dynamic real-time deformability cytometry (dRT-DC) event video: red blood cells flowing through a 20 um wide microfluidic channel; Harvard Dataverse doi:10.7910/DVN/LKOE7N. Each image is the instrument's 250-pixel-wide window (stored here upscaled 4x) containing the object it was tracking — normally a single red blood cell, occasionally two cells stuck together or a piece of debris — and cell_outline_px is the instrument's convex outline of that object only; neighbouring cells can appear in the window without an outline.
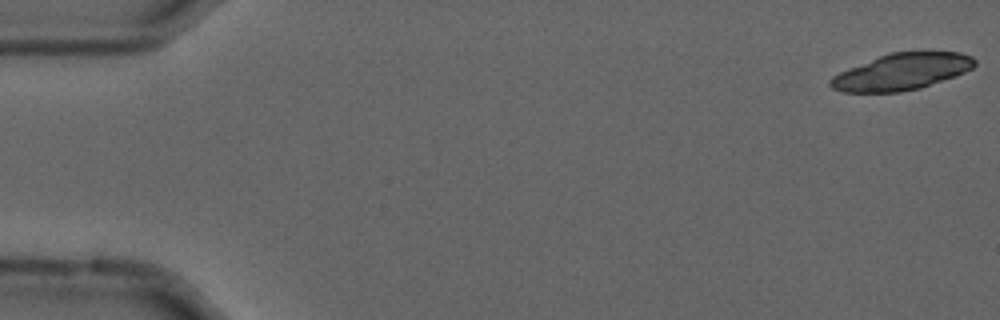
{"species": "common noctule bat (a hibernating species)", "species_latin": "Nyctalus noctula", "temperature_condition": "cold", "stored_images_in_passage": 23, "camera_frame_rate_fps": 3000, "um_per_image_px": 0.085, "animal": {"sex": "male", "forearm_length_mm": 52.5}, "frame": {"image": 1, "passage_image": 1, "time_ms": 0.0, "image_size_px": [1000, 320], "cell_outline_px": [[976, 64], [972, 68], [956, 76], [920, 88], [900, 92], [840, 92], [832, 88], [828, 84], [828, 80], [832, 76], [848, 68], [888, 52], [960, 52], [972, 56], [976, 60]], "centroid_in_image_um": [76.63, 6.1], "position_along_channel_um": 8.4, "area_um2": 30.81}}